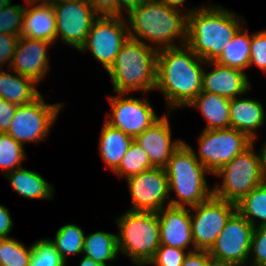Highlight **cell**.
Returning a JSON list of instances; mask_svg holds the SVG:
<instances>
[{
    "label": "cell",
    "mask_w": 266,
    "mask_h": 266,
    "mask_svg": "<svg viewBox=\"0 0 266 266\" xmlns=\"http://www.w3.org/2000/svg\"><path fill=\"white\" fill-rule=\"evenodd\" d=\"M117 235L102 231L87 235L84 238L82 254L98 263L114 260L118 254Z\"/></svg>",
    "instance_id": "27"
},
{
    "label": "cell",
    "mask_w": 266,
    "mask_h": 266,
    "mask_svg": "<svg viewBox=\"0 0 266 266\" xmlns=\"http://www.w3.org/2000/svg\"><path fill=\"white\" fill-rule=\"evenodd\" d=\"M26 157L24 147L8 133H0V170L5 174L21 167Z\"/></svg>",
    "instance_id": "31"
},
{
    "label": "cell",
    "mask_w": 266,
    "mask_h": 266,
    "mask_svg": "<svg viewBox=\"0 0 266 266\" xmlns=\"http://www.w3.org/2000/svg\"><path fill=\"white\" fill-rule=\"evenodd\" d=\"M250 254L254 255L251 266H266V225L255 227Z\"/></svg>",
    "instance_id": "36"
},
{
    "label": "cell",
    "mask_w": 266,
    "mask_h": 266,
    "mask_svg": "<svg viewBox=\"0 0 266 266\" xmlns=\"http://www.w3.org/2000/svg\"><path fill=\"white\" fill-rule=\"evenodd\" d=\"M157 2H163V0H143V3H157Z\"/></svg>",
    "instance_id": "49"
},
{
    "label": "cell",
    "mask_w": 266,
    "mask_h": 266,
    "mask_svg": "<svg viewBox=\"0 0 266 266\" xmlns=\"http://www.w3.org/2000/svg\"><path fill=\"white\" fill-rule=\"evenodd\" d=\"M55 10L57 37L76 49L84 45L92 23L98 17L86 0L52 3Z\"/></svg>",
    "instance_id": "13"
},
{
    "label": "cell",
    "mask_w": 266,
    "mask_h": 266,
    "mask_svg": "<svg viewBox=\"0 0 266 266\" xmlns=\"http://www.w3.org/2000/svg\"><path fill=\"white\" fill-rule=\"evenodd\" d=\"M152 168L154 167L151 165L147 153L133 140L114 173L118 176H125L127 179Z\"/></svg>",
    "instance_id": "30"
},
{
    "label": "cell",
    "mask_w": 266,
    "mask_h": 266,
    "mask_svg": "<svg viewBox=\"0 0 266 266\" xmlns=\"http://www.w3.org/2000/svg\"><path fill=\"white\" fill-rule=\"evenodd\" d=\"M126 19L122 16H98L92 23L86 42L80 48L89 49L104 68L108 69L115 62L118 52L129 38L125 27Z\"/></svg>",
    "instance_id": "12"
},
{
    "label": "cell",
    "mask_w": 266,
    "mask_h": 266,
    "mask_svg": "<svg viewBox=\"0 0 266 266\" xmlns=\"http://www.w3.org/2000/svg\"><path fill=\"white\" fill-rule=\"evenodd\" d=\"M187 254L182 249L160 245L148 264H155L156 266H182Z\"/></svg>",
    "instance_id": "35"
},
{
    "label": "cell",
    "mask_w": 266,
    "mask_h": 266,
    "mask_svg": "<svg viewBox=\"0 0 266 266\" xmlns=\"http://www.w3.org/2000/svg\"><path fill=\"white\" fill-rule=\"evenodd\" d=\"M250 57L251 36L240 28L215 62L244 72L249 67Z\"/></svg>",
    "instance_id": "26"
},
{
    "label": "cell",
    "mask_w": 266,
    "mask_h": 266,
    "mask_svg": "<svg viewBox=\"0 0 266 266\" xmlns=\"http://www.w3.org/2000/svg\"><path fill=\"white\" fill-rule=\"evenodd\" d=\"M100 16H118L115 0H86Z\"/></svg>",
    "instance_id": "41"
},
{
    "label": "cell",
    "mask_w": 266,
    "mask_h": 266,
    "mask_svg": "<svg viewBox=\"0 0 266 266\" xmlns=\"http://www.w3.org/2000/svg\"><path fill=\"white\" fill-rule=\"evenodd\" d=\"M188 106L202 112L207 120L205 130L230 128V99L202 91Z\"/></svg>",
    "instance_id": "22"
},
{
    "label": "cell",
    "mask_w": 266,
    "mask_h": 266,
    "mask_svg": "<svg viewBox=\"0 0 266 266\" xmlns=\"http://www.w3.org/2000/svg\"><path fill=\"white\" fill-rule=\"evenodd\" d=\"M84 232L74 224H66L58 229L55 239L50 240L66 262V256L81 254L84 246Z\"/></svg>",
    "instance_id": "29"
},
{
    "label": "cell",
    "mask_w": 266,
    "mask_h": 266,
    "mask_svg": "<svg viewBox=\"0 0 266 266\" xmlns=\"http://www.w3.org/2000/svg\"><path fill=\"white\" fill-rule=\"evenodd\" d=\"M196 214L191 216L194 249L209 251L230 217L237 211L233 202L212 195L208 200L192 206Z\"/></svg>",
    "instance_id": "10"
},
{
    "label": "cell",
    "mask_w": 266,
    "mask_h": 266,
    "mask_svg": "<svg viewBox=\"0 0 266 266\" xmlns=\"http://www.w3.org/2000/svg\"><path fill=\"white\" fill-rule=\"evenodd\" d=\"M223 184L213 188L219 199L237 204L252 189L263 183L261 154L254 153L253 144L215 173Z\"/></svg>",
    "instance_id": "7"
},
{
    "label": "cell",
    "mask_w": 266,
    "mask_h": 266,
    "mask_svg": "<svg viewBox=\"0 0 266 266\" xmlns=\"http://www.w3.org/2000/svg\"><path fill=\"white\" fill-rule=\"evenodd\" d=\"M17 76L0 71V98L16 104L31 103L41 94L35 88L34 80L16 73Z\"/></svg>",
    "instance_id": "24"
},
{
    "label": "cell",
    "mask_w": 266,
    "mask_h": 266,
    "mask_svg": "<svg viewBox=\"0 0 266 266\" xmlns=\"http://www.w3.org/2000/svg\"><path fill=\"white\" fill-rule=\"evenodd\" d=\"M254 141L233 129L205 130L199 138V162L208 173L215 174L234 157L248 149Z\"/></svg>",
    "instance_id": "8"
},
{
    "label": "cell",
    "mask_w": 266,
    "mask_h": 266,
    "mask_svg": "<svg viewBox=\"0 0 266 266\" xmlns=\"http://www.w3.org/2000/svg\"><path fill=\"white\" fill-rule=\"evenodd\" d=\"M16 193L26 198L51 199L53 198V185L48 184L40 174L35 171L17 168L6 174Z\"/></svg>",
    "instance_id": "25"
},
{
    "label": "cell",
    "mask_w": 266,
    "mask_h": 266,
    "mask_svg": "<svg viewBox=\"0 0 266 266\" xmlns=\"http://www.w3.org/2000/svg\"><path fill=\"white\" fill-rule=\"evenodd\" d=\"M134 138L106 121L100 134L99 149L103 161L114 172L120 165Z\"/></svg>",
    "instance_id": "23"
},
{
    "label": "cell",
    "mask_w": 266,
    "mask_h": 266,
    "mask_svg": "<svg viewBox=\"0 0 266 266\" xmlns=\"http://www.w3.org/2000/svg\"><path fill=\"white\" fill-rule=\"evenodd\" d=\"M26 1H27V3H28L30 6L36 4V3L39 2V1H40V2L42 1L41 5L51 4V3H52V0H26Z\"/></svg>",
    "instance_id": "47"
},
{
    "label": "cell",
    "mask_w": 266,
    "mask_h": 266,
    "mask_svg": "<svg viewBox=\"0 0 266 266\" xmlns=\"http://www.w3.org/2000/svg\"><path fill=\"white\" fill-rule=\"evenodd\" d=\"M32 255L29 266H65L66 262L60 256L50 239H41L32 245Z\"/></svg>",
    "instance_id": "33"
},
{
    "label": "cell",
    "mask_w": 266,
    "mask_h": 266,
    "mask_svg": "<svg viewBox=\"0 0 266 266\" xmlns=\"http://www.w3.org/2000/svg\"><path fill=\"white\" fill-rule=\"evenodd\" d=\"M254 229L255 227L236 211L208 251L210 257L218 266H246Z\"/></svg>",
    "instance_id": "9"
},
{
    "label": "cell",
    "mask_w": 266,
    "mask_h": 266,
    "mask_svg": "<svg viewBox=\"0 0 266 266\" xmlns=\"http://www.w3.org/2000/svg\"><path fill=\"white\" fill-rule=\"evenodd\" d=\"M112 112L106 122L135 138L155 123L159 117L147 100L138 98L110 97Z\"/></svg>",
    "instance_id": "14"
},
{
    "label": "cell",
    "mask_w": 266,
    "mask_h": 266,
    "mask_svg": "<svg viewBox=\"0 0 266 266\" xmlns=\"http://www.w3.org/2000/svg\"><path fill=\"white\" fill-rule=\"evenodd\" d=\"M261 165H262V178L263 182L266 183V145L261 150Z\"/></svg>",
    "instance_id": "44"
},
{
    "label": "cell",
    "mask_w": 266,
    "mask_h": 266,
    "mask_svg": "<svg viewBox=\"0 0 266 266\" xmlns=\"http://www.w3.org/2000/svg\"><path fill=\"white\" fill-rule=\"evenodd\" d=\"M25 6L11 5L0 9V33L21 36Z\"/></svg>",
    "instance_id": "34"
},
{
    "label": "cell",
    "mask_w": 266,
    "mask_h": 266,
    "mask_svg": "<svg viewBox=\"0 0 266 266\" xmlns=\"http://www.w3.org/2000/svg\"><path fill=\"white\" fill-rule=\"evenodd\" d=\"M265 120L264 108L260 102L253 99H230V127L246 134L253 141L254 131L263 126Z\"/></svg>",
    "instance_id": "21"
},
{
    "label": "cell",
    "mask_w": 266,
    "mask_h": 266,
    "mask_svg": "<svg viewBox=\"0 0 266 266\" xmlns=\"http://www.w3.org/2000/svg\"><path fill=\"white\" fill-rule=\"evenodd\" d=\"M80 266H107V265L95 262L90 257L84 256L80 263Z\"/></svg>",
    "instance_id": "45"
},
{
    "label": "cell",
    "mask_w": 266,
    "mask_h": 266,
    "mask_svg": "<svg viewBox=\"0 0 266 266\" xmlns=\"http://www.w3.org/2000/svg\"><path fill=\"white\" fill-rule=\"evenodd\" d=\"M186 45L205 62L215 61L243 26L221 6L188 10Z\"/></svg>",
    "instance_id": "2"
},
{
    "label": "cell",
    "mask_w": 266,
    "mask_h": 266,
    "mask_svg": "<svg viewBox=\"0 0 266 266\" xmlns=\"http://www.w3.org/2000/svg\"><path fill=\"white\" fill-rule=\"evenodd\" d=\"M252 64L266 72V30L251 35L249 66H252Z\"/></svg>",
    "instance_id": "37"
},
{
    "label": "cell",
    "mask_w": 266,
    "mask_h": 266,
    "mask_svg": "<svg viewBox=\"0 0 266 266\" xmlns=\"http://www.w3.org/2000/svg\"><path fill=\"white\" fill-rule=\"evenodd\" d=\"M169 182V192L174 190L179 200L171 199L172 207H190L208 200L213 189H208L203 164L197 159L195 151L185 142L172 154L165 166Z\"/></svg>",
    "instance_id": "5"
},
{
    "label": "cell",
    "mask_w": 266,
    "mask_h": 266,
    "mask_svg": "<svg viewBox=\"0 0 266 266\" xmlns=\"http://www.w3.org/2000/svg\"><path fill=\"white\" fill-rule=\"evenodd\" d=\"M21 36L54 43L57 24L52 3L25 8Z\"/></svg>",
    "instance_id": "20"
},
{
    "label": "cell",
    "mask_w": 266,
    "mask_h": 266,
    "mask_svg": "<svg viewBox=\"0 0 266 266\" xmlns=\"http://www.w3.org/2000/svg\"><path fill=\"white\" fill-rule=\"evenodd\" d=\"M32 252L14 238H0V266H29Z\"/></svg>",
    "instance_id": "32"
},
{
    "label": "cell",
    "mask_w": 266,
    "mask_h": 266,
    "mask_svg": "<svg viewBox=\"0 0 266 266\" xmlns=\"http://www.w3.org/2000/svg\"><path fill=\"white\" fill-rule=\"evenodd\" d=\"M201 63L206 65L186 44L158 50L155 89L163 92L170 109L188 106L202 92Z\"/></svg>",
    "instance_id": "1"
},
{
    "label": "cell",
    "mask_w": 266,
    "mask_h": 266,
    "mask_svg": "<svg viewBox=\"0 0 266 266\" xmlns=\"http://www.w3.org/2000/svg\"><path fill=\"white\" fill-rule=\"evenodd\" d=\"M156 48L146 42L128 38L118 52L115 62L108 69L113 88L118 95L130 91H152L156 88Z\"/></svg>",
    "instance_id": "4"
},
{
    "label": "cell",
    "mask_w": 266,
    "mask_h": 266,
    "mask_svg": "<svg viewBox=\"0 0 266 266\" xmlns=\"http://www.w3.org/2000/svg\"><path fill=\"white\" fill-rule=\"evenodd\" d=\"M160 245H167L182 250L193 244L191 229V210L185 207L162 208L158 212Z\"/></svg>",
    "instance_id": "18"
},
{
    "label": "cell",
    "mask_w": 266,
    "mask_h": 266,
    "mask_svg": "<svg viewBox=\"0 0 266 266\" xmlns=\"http://www.w3.org/2000/svg\"><path fill=\"white\" fill-rule=\"evenodd\" d=\"M185 1L186 0H163V3L170 6L171 8L179 9L178 6H180Z\"/></svg>",
    "instance_id": "46"
},
{
    "label": "cell",
    "mask_w": 266,
    "mask_h": 266,
    "mask_svg": "<svg viewBox=\"0 0 266 266\" xmlns=\"http://www.w3.org/2000/svg\"><path fill=\"white\" fill-rule=\"evenodd\" d=\"M62 104H46L42 95L31 103L19 105L12 118L8 134L22 145L39 142L47 136Z\"/></svg>",
    "instance_id": "11"
},
{
    "label": "cell",
    "mask_w": 266,
    "mask_h": 266,
    "mask_svg": "<svg viewBox=\"0 0 266 266\" xmlns=\"http://www.w3.org/2000/svg\"><path fill=\"white\" fill-rule=\"evenodd\" d=\"M116 221L118 252L128 255L134 264H148L160 247L158 213L129 210Z\"/></svg>",
    "instance_id": "6"
},
{
    "label": "cell",
    "mask_w": 266,
    "mask_h": 266,
    "mask_svg": "<svg viewBox=\"0 0 266 266\" xmlns=\"http://www.w3.org/2000/svg\"><path fill=\"white\" fill-rule=\"evenodd\" d=\"M71 1H78V0H52V3L71 2Z\"/></svg>",
    "instance_id": "50"
},
{
    "label": "cell",
    "mask_w": 266,
    "mask_h": 266,
    "mask_svg": "<svg viewBox=\"0 0 266 266\" xmlns=\"http://www.w3.org/2000/svg\"><path fill=\"white\" fill-rule=\"evenodd\" d=\"M17 106L0 98V133L8 132Z\"/></svg>",
    "instance_id": "40"
},
{
    "label": "cell",
    "mask_w": 266,
    "mask_h": 266,
    "mask_svg": "<svg viewBox=\"0 0 266 266\" xmlns=\"http://www.w3.org/2000/svg\"><path fill=\"white\" fill-rule=\"evenodd\" d=\"M206 63L214 65L215 68L208 73L203 71L202 91L228 99L236 98L248 91L250 83L243 71L220 65L215 61Z\"/></svg>",
    "instance_id": "19"
},
{
    "label": "cell",
    "mask_w": 266,
    "mask_h": 266,
    "mask_svg": "<svg viewBox=\"0 0 266 266\" xmlns=\"http://www.w3.org/2000/svg\"><path fill=\"white\" fill-rule=\"evenodd\" d=\"M168 116L160 117L144 132L134 138V141L147 153L154 168H165L172 154L184 141H171V130Z\"/></svg>",
    "instance_id": "16"
},
{
    "label": "cell",
    "mask_w": 266,
    "mask_h": 266,
    "mask_svg": "<svg viewBox=\"0 0 266 266\" xmlns=\"http://www.w3.org/2000/svg\"><path fill=\"white\" fill-rule=\"evenodd\" d=\"M133 201V211L158 212L169 195L164 168H152L126 179Z\"/></svg>",
    "instance_id": "15"
},
{
    "label": "cell",
    "mask_w": 266,
    "mask_h": 266,
    "mask_svg": "<svg viewBox=\"0 0 266 266\" xmlns=\"http://www.w3.org/2000/svg\"><path fill=\"white\" fill-rule=\"evenodd\" d=\"M52 43L30 39L24 36H20L13 60L10 61V69L15 73L28 77L35 82H40L43 76L46 75L49 69V63L47 59V48Z\"/></svg>",
    "instance_id": "17"
},
{
    "label": "cell",
    "mask_w": 266,
    "mask_h": 266,
    "mask_svg": "<svg viewBox=\"0 0 266 266\" xmlns=\"http://www.w3.org/2000/svg\"><path fill=\"white\" fill-rule=\"evenodd\" d=\"M237 211L254 227L266 225V183L252 189L237 204ZM259 218L260 224H255L253 218Z\"/></svg>",
    "instance_id": "28"
},
{
    "label": "cell",
    "mask_w": 266,
    "mask_h": 266,
    "mask_svg": "<svg viewBox=\"0 0 266 266\" xmlns=\"http://www.w3.org/2000/svg\"><path fill=\"white\" fill-rule=\"evenodd\" d=\"M13 226L9 210L0 205V238H7Z\"/></svg>",
    "instance_id": "42"
},
{
    "label": "cell",
    "mask_w": 266,
    "mask_h": 266,
    "mask_svg": "<svg viewBox=\"0 0 266 266\" xmlns=\"http://www.w3.org/2000/svg\"><path fill=\"white\" fill-rule=\"evenodd\" d=\"M118 8V16H122V9L129 13L133 8L143 3V0H115Z\"/></svg>",
    "instance_id": "43"
},
{
    "label": "cell",
    "mask_w": 266,
    "mask_h": 266,
    "mask_svg": "<svg viewBox=\"0 0 266 266\" xmlns=\"http://www.w3.org/2000/svg\"><path fill=\"white\" fill-rule=\"evenodd\" d=\"M182 266H218L208 251L190 250L184 258Z\"/></svg>",
    "instance_id": "39"
},
{
    "label": "cell",
    "mask_w": 266,
    "mask_h": 266,
    "mask_svg": "<svg viewBox=\"0 0 266 266\" xmlns=\"http://www.w3.org/2000/svg\"><path fill=\"white\" fill-rule=\"evenodd\" d=\"M174 9L163 2L142 3L128 13L129 37L158 44L156 49L176 47L178 37L181 46L187 41L188 14ZM141 39V40H140ZM173 40V41H172Z\"/></svg>",
    "instance_id": "3"
},
{
    "label": "cell",
    "mask_w": 266,
    "mask_h": 266,
    "mask_svg": "<svg viewBox=\"0 0 266 266\" xmlns=\"http://www.w3.org/2000/svg\"><path fill=\"white\" fill-rule=\"evenodd\" d=\"M10 3H11V0H0V9L9 5Z\"/></svg>",
    "instance_id": "48"
},
{
    "label": "cell",
    "mask_w": 266,
    "mask_h": 266,
    "mask_svg": "<svg viewBox=\"0 0 266 266\" xmlns=\"http://www.w3.org/2000/svg\"><path fill=\"white\" fill-rule=\"evenodd\" d=\"M19 36L0 33V68L13 60ZM6 61V62H5Z\"/></svg>",
    "instance_id": "38"
}]
</instances>
